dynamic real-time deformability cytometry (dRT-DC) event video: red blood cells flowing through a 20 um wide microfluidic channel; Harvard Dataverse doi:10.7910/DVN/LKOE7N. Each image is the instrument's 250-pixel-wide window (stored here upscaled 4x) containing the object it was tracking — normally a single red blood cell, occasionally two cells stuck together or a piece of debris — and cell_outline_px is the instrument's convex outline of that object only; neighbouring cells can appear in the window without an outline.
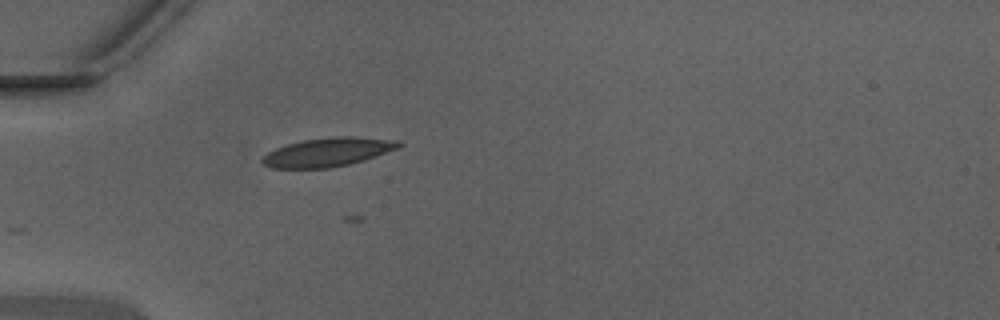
{"species": "Egyptian fruit bat (a non-hibernating species)", "species_latin": "Rousettus aegyptiacus", "temperature_condition": "warm", "stored_images_in_passage": 13, "camera_frame_rate_fps": 3000, "um_per_image_px": 0.085, "animal": {"sex": "male"}, "frame": {"image": 1, "passage_image": 1, "time_ms": 0.0, "image_size_px": [1000, 320], "cell_outline_px": [[404, 144], [400, 148], [364, 160], [332, 168], [272, 168], [264, 164], [260, 160], [268, 152], [276, 148], [288, 144], [304, 140], [340, 136], [356, 136], [400, 140]], "centroid_in_image_um": [27.94, 12.92], "position_along_channel_um": 57.1, "area_um2": 22.95}}
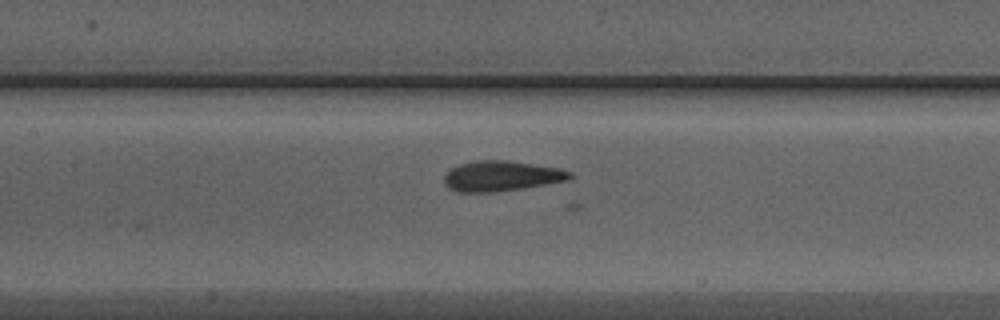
{"frame": {"image": 2, "passage_image": 9, "time_ms": 2.667, "image_size_px": [1000, 320], "cell_outline_px": [[576, 176], [568, 180], [524, 188], [496, 192], [456, 192], [448, 188], [444, 184], [444, 176], [452, 168], [460, 164], [476, 160], [508, 160], [560, 168], [572, 172]], "centroid_in_image_um": [42.64, 14.96], "position_along_channel_um": 164.8, "area_um2": 22.43}}
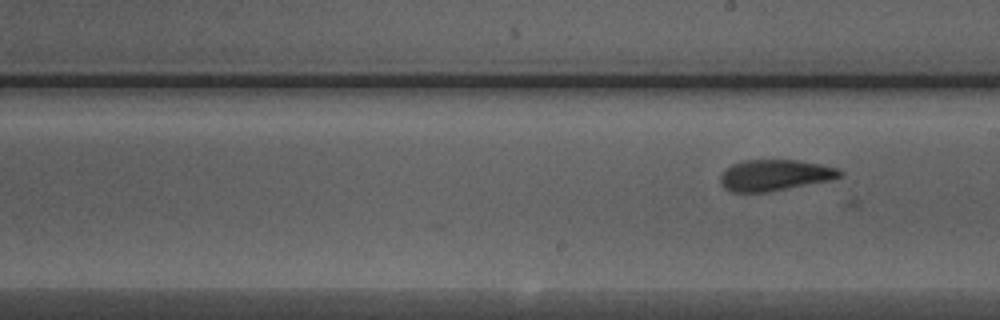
{"frame": {"image": 3, "passage_image": 13, "time_ms": 4.0, "image_size_px": [1000, 320], "cell_outline_px": [[844, 176], [828, 180], [768, 192], [732, 192], [724, 188], [720, 184], [720, 176], [732, 164], [744, 160], [796, 160], [820, 164], [836, 168], [844, 172]], "centroid_in_image_um": [65.85, 14.89], "position_along_channel_um": 223.2, "area_um2": 21.5}}